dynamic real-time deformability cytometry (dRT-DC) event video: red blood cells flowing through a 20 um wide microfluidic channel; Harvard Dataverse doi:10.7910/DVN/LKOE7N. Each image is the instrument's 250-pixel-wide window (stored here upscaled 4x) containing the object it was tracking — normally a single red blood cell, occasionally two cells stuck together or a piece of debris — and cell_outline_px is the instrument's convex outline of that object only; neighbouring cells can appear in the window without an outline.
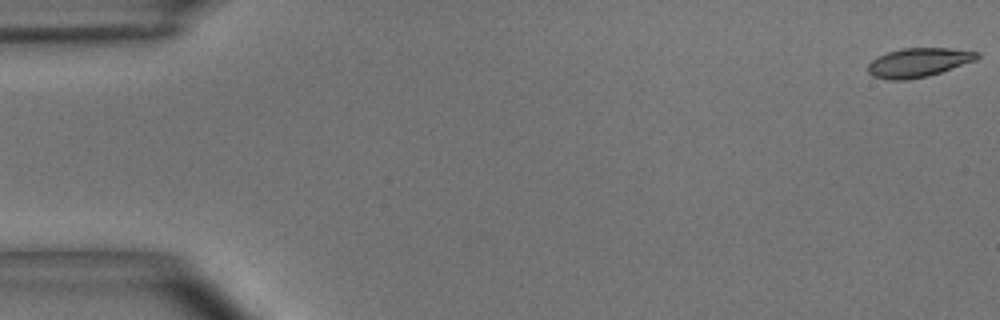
{"species": "common noctule bat (a hibernating species)", "species_latin": "Nyctalus noctula", "temperature_condition": "room temperature", "stored_images_in_passage": 54, "camera_frame_rate_fps": 3000, "um_per_image_px": 0.085, "animal": {"sex": "male", "body_mass_g": 15.6}, "frame": {"image": 1, "passage_image": 1, "time_ms": 0.0, "image_size_px": [1000, 320], "cell_outline_px": [[980, 56], [976, 60], [928, 76], [908, 80], [888, 80], [872, 76], [868, 72], [868, 64], [872, 60], [888, 52], [904, 48], [948, 48], [980, 52]], "centroid_in_image_um": [78.07, 5.32], "position_along_channel_um": 6.9, "area_um2": 18.38}}
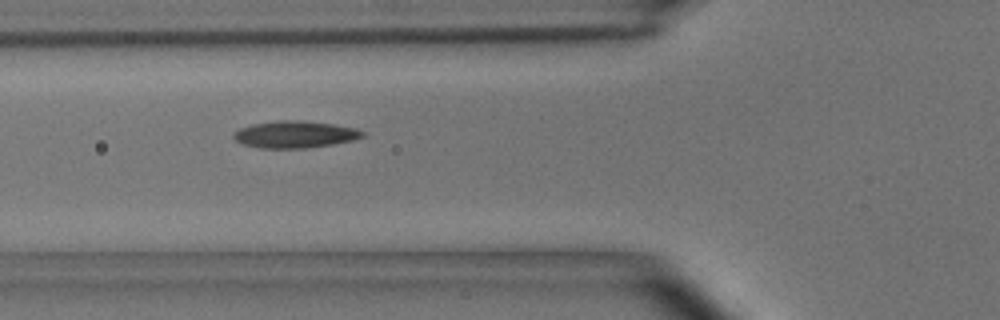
{"frame": {"image": 2, "passage_image": 20, "time_ms": 6.333, "image_size_px": [1000, 320], "cell_outline_px": [[364, 136], [352, 140], [332, 144], [308, 148], [260, 148], [240, 144], [232, 136], [232, 132], [240, 128], [252, 124], [276, 120], [296, 120], [332, 124], [356, 128], [364, 132]], "centroid_in_image_um": [25.01, 11.43], "position_along_channel_um": 100.8, "area_um2": 20.29}}
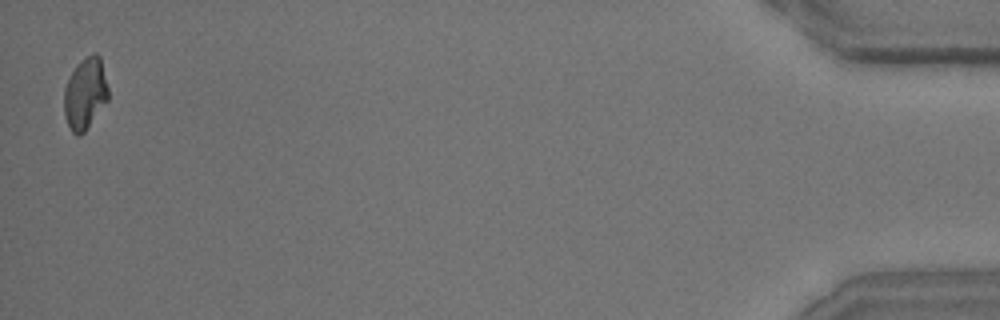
{"frame": {"image": 3, "passage_image": 54, "time_ms": 17.667, "image_size_px": [1000, 320], "cell_outline_px": [[108, 100], [84, 132], [80, 136], [76, 136], [72, 132], [68, 124], [64, 112], [64, 88], [76, 64], [92, 52], [96, 52], [100, 56], [108, 88]], "centroid_in_image_um": [7.24, 7.94], "position_along_channel_um": 428.0, "area_um2": 18.38}, "authors_computed_cell_mechanics": {"area_um2": 19.074, "velocity_mm_per_s": 3.6718, "shape_relaxation_time_tau1_ms": 5.338, "shape_relaxation_time_tau2_ms": 2.7014, "deformation_change_tau1": 0.1675, "deformation_change_tau2": 0.1007}}